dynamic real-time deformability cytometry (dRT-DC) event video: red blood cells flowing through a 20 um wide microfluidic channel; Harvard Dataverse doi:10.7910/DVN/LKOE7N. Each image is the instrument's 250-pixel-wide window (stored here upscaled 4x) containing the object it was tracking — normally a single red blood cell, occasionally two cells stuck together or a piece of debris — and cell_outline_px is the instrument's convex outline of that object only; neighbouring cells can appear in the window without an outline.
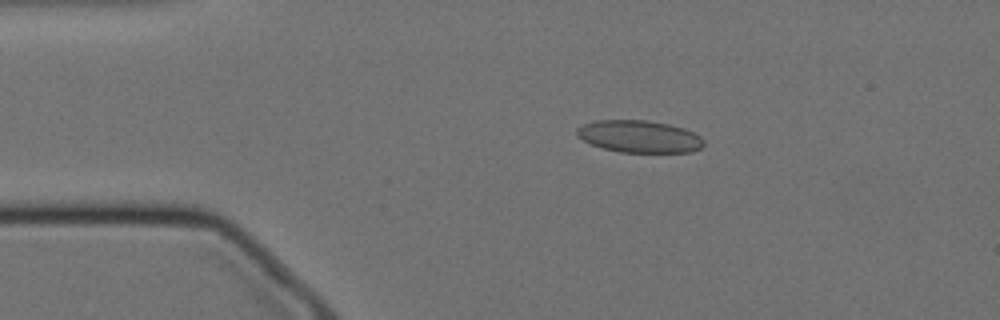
{"species": "Egyptian fruit bat (a non-hibernating species)", "species_latin": "Rousettus aegyptiacus", "temperature_condition": "cold", "stored_images_in_passage": 56, "camera_frame_rate_fps": 3000, "um_per_image_px": 0.085, "animal": {"sex": "female"}, "frame": {"image": 1, "passage_image": 9, "time_ms": 2.667, "image_size_px": [1000, 320], "cell_outline_px": [[704, 144], [700, 148], [688, 152], [620, 152], [604, 148], [592, 144], [576, 136], [576, 128], [584, 124], [596, 120], [648, 120], [668, 124], [684, 128], [700, 136], [704, 140]], "centroid_in_image_um": [54.33, 11.59], "position_along_channel_um": 30.7, "area_um2": 23.7}}
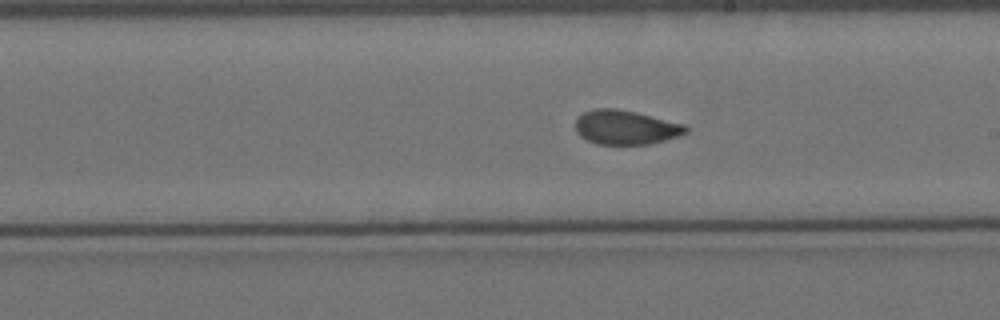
{"frame": {"image": 2, "passage_image": 30, "time_ms": 9.667, "image_size_px": [1000, 320], "cell_outline_px": [[688, 132], [664, 140], [648, 144], [596, 144], [580, 136], [576, 132], [576, 120], [584, 112], [596, 108], [616, 108], [636, 112], [684, 124], [688, 128]], "centroid_in_image_um": [53.17, 10.82], "position_along_channel_um": 235.8, "area_um2": 21.85}}
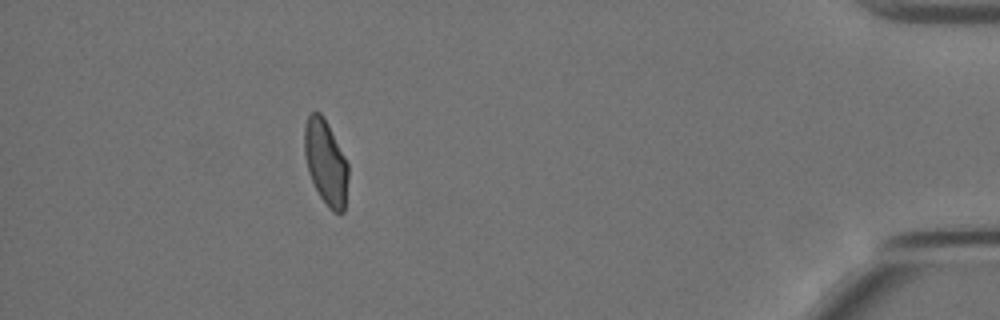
{"frame": {"image": 3, "passage_image": 50, "time_ms": 16.333, "image_size_px": [1000, 320], "cell_outline_px": [[348, 176], [344, 212], [332, 212], [328, 208], [320, 196], [308, 172], [304, 156], [304, 128], [308, 116], [312, 112], [320, 112], [324, 116], [348, 164]], "centroid_in_image_um": [27.68, 13.8], "position_along_channel_um": 407.5, "area_um2": 21.56}, "authors_computed_cell_mechanics": {"area_um2": 22.4553, "velocity_mm_per_s": 3.4768, "shape_relaxation_time_tau1_ms": null, "shape_relaxation_time_tau2_ms": 1.2409, "deformation_change_tau1": null, "deformation_change_tau2": 0.0616}}